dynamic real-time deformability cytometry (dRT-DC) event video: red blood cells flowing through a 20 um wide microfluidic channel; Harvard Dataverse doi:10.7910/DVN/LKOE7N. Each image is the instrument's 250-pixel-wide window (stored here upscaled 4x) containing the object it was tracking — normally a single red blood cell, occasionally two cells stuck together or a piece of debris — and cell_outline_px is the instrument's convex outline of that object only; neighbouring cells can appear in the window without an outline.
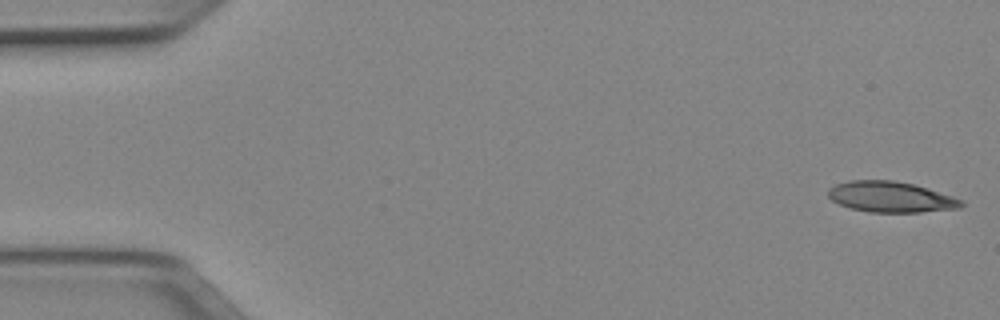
{"species": "Egyptian fruit bat (a non-hibernating species)", "species_latin": "Rousettus aegyptiacus", "temperature_condition": "cold", "stored_images_in_passage": 50, "camera_frame_rate_fps": 3000, "um_per_image_px": 0.085, "animal": {"sex": "female"}, "frame": {"image": 1, "passage_image": 1, "time_ms": 0.0, "image_size_px": [1000, 320], "cell_outline_px": [[964, 204], [960, 208], [920, 212], [868, 212], [852, 208], [840, 204], [832, 200], [828, 196], [828, 188], [836, 184], [848, 180], [896, 180], [928, 188], [964, 200]], "centroid_in_image_um": [75.72, 16.73], "position_along_channel_um": 9.3, "area_um2": 23.87}}
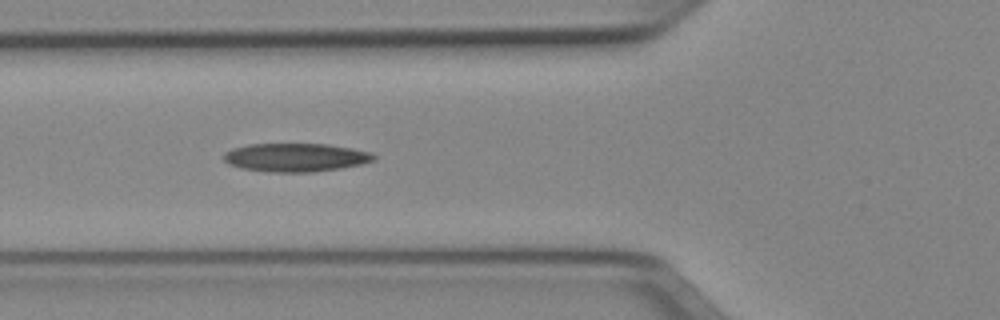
{"frame": {"image": 2, "passage_image": 18, "time_ms": 5.667, "image_size_px": [1000, 320], "cell_outline_px": [[376, 160], [364, 164], [340, 168], [312, 172], [268, 172], [240, 168], [228, 164], [224, 160], [224, 152], [232, 148], [248, 144], [328, 144], [352, 148], [372, 152], [376, 156]], "centroid_in_image_um": [25.15, 13.38], "position_along_channel_um": 100.7, "area_um2": 25.14}}
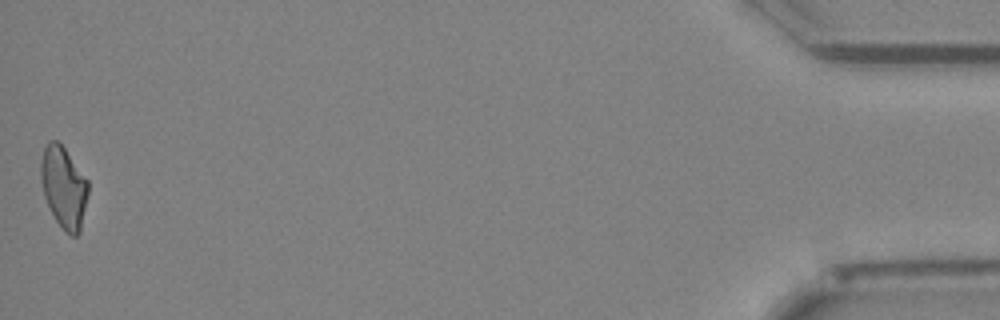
{"frame": {"image": 3, "passage_image": 50, "time_ms": 16.333, "image_size_px": [1000, 320], "cell_outline_px": [[88, 196], [80, 232], [76, 236], [72, 236], [56, 220], [44, 196], [40, 180], [40, 164], [44, 148], [48, 140], [56, 140], [64, 148], [88, 180]], "centroid_in_image_um": [5.42, 15.89], "position_along_channel_um": 429.8, "area_um2": 22.25}, "authors_computed_cell_mechanics": {"area_um2": 23.7847, "velocity_mm_per_s": 3.9816, "shape_relaxation_time_tau1_ms": null, "shape_relaxation_time_tau2_ms": 7.2143, "deformation_change_tau1": null, "deformation_change_tau2": 0.1863}}